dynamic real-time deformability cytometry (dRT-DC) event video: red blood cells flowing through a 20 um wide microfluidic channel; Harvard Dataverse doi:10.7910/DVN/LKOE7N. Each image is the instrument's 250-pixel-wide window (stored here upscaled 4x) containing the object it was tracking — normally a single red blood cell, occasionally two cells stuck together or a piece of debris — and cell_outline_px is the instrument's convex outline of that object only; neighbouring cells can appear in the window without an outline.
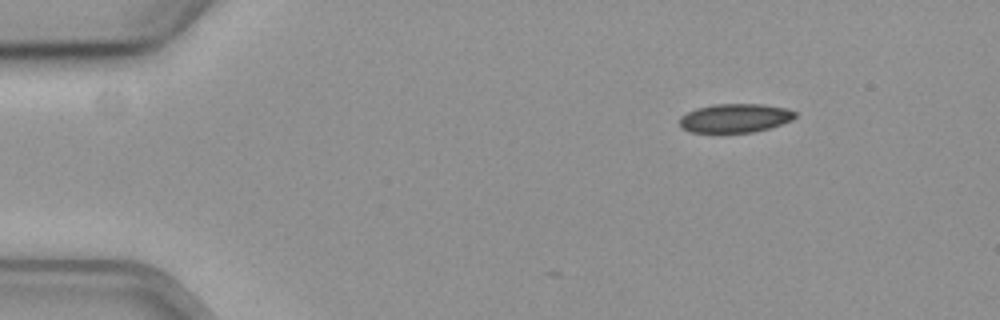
{"species": "common noctule bat (a hibernating species)", "species_latin": "Nyctalus noctula", "temperature_condition": "cold", "stored_images_in_passage": 6, "camera_frame_rate_fps": 3000, "um_per_image_px": 0.085, "animal": {"sex": "female", "body_mass_g": 19.3, "forearm_length_mm": 54.1}, "frame": {"image": 1, "passage_image": 1, "time_ms": 0.0, "image_size_px": [1000, 320], "cell_outline_px": [[796, 116], [780, 124], [768, 128], [752, 132], [692, 132], [684, 128], [680, 124], [680, 116], [696, 108], [712, 104], [764, 104], [784, 108], [796, 112]], "centroid_in_image_um": [62.45, 10.02], "position_along_channel_um": 22.5, "area_um2": 19.07}}